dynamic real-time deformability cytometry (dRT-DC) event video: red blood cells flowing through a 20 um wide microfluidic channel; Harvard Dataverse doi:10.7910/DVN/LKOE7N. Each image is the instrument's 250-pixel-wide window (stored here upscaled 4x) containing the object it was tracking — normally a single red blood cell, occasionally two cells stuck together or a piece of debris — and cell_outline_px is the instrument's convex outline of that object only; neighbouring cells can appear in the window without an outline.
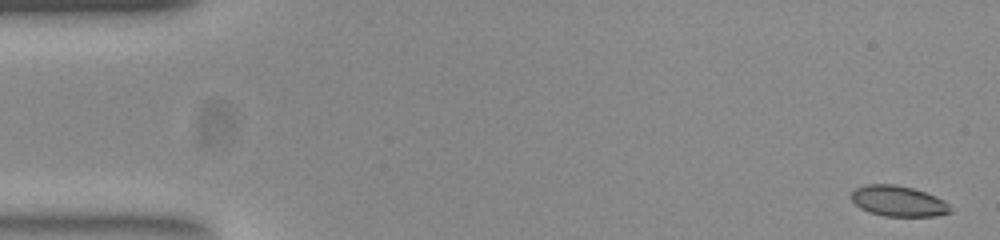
{"species": "common noctule bat (a hibernating species)", "species_latin": "Nyctalus noctula", "temperature_condition": "room temperature", "stored_images_in_passage": 52, "camera_frame_rate_fps": 3000, "um_per_image_px": 0.085, "animal": {"sex": "female", "body_mass_g": 23.0, "forearm_length_mm": 53.4}, "frame": {"image": 1, "passage_image": 1, "time_ms": 0.0, "image_size_px": [1000, 240], "cell_outline_px": [[952, 212], [936, 216], [884, 216], [868, 212], [860, 208], [852, 200], [852, 192], [856, 188], [868, 184], [896, 184], [912, 188], [936, 196], [944, 200], [952, 208]], "centroid_in_image_um": [76.38, 17.1], "position_along_channel_um": 8.6, "area_um2": 17.69}}
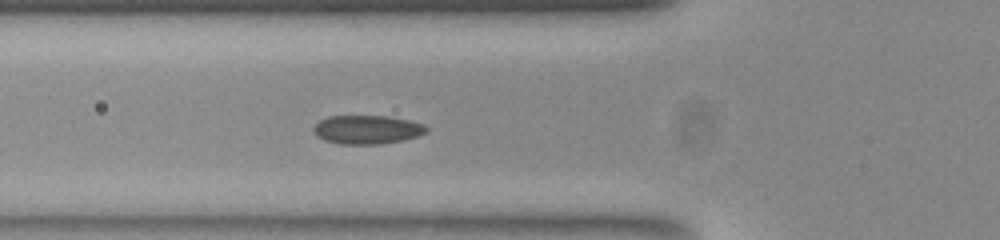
{"frame": {"image": 2, "passage_image": 18, "time_ms": 5.667, "image_size_px": [1000, 240], "cell_outline_px": [[428, 128], [424, 132], [416, 136], [404, 140], [380, 144], [340, 144], [324, 140], [316, 136], [312, 128], [320, 120], [328, 116], [388, 116], [408, 120], [424, 124]], "centroid_in_image_um": [31.17, 11.02], "position_along_channel_um": 94.6, "area_um2": 18.84}}
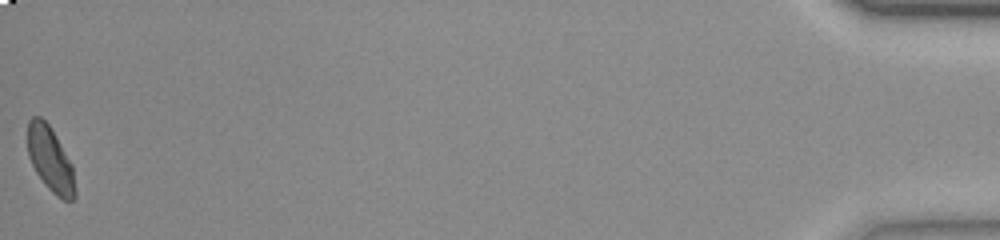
{"frame": {"image": 3, "passage_image": 52, "time_ms": 17.0, "image_size_px": [1000, 240], "cell_outline_px": [[76, 196], [72, 200], [64, 200], [56, 196], [44, 184], [36, 172], [28, 156], [28, 120], [32, 116], [40, 116], [48, 124], [56, 136], [72, 164], [76, 192]], "centroid_in_image_um": [4.28, 13.55], "position_along_channel_um": 430.9, "area_um2": 17.92}, "authors_computed_cell_mechanics": {"area_um2": 18.3804, "velocity_mm_per_s": 3.8885, "shape_relaxation_time_tau1_ms": 3.4433, "shape_relaxation_time_tau2_ms": 0.8193, "deformation_change_tau1": 0.0956, "deformation_change_tau2": 0.0363}}